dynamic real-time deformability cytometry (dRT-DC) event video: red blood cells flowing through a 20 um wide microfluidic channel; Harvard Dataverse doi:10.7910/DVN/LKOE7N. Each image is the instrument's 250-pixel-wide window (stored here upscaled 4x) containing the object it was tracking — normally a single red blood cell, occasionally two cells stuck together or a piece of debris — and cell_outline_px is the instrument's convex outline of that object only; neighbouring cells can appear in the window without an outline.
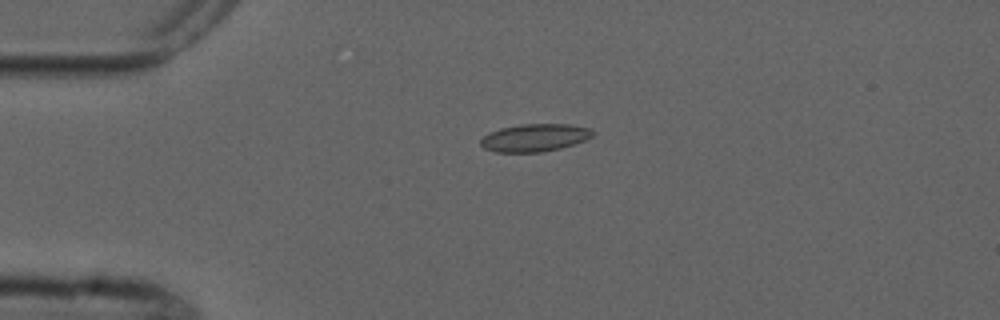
{"species": "common noctule bat (a hibernating species)", "species_latin": "Nyctalus noctula", "temperature_condition": "cold", "stored_images_in_passage": 3, "camera_frame_rate_fps": 3000, "um_per_image_px": 0.085, "animal": {"sex": "male", "forearm_length_mm": 52.5}, "frame": {"image": 1, "passage_image": 1, "time_ms": 0.0, "image_size_px": [1000, 320], "cell_outline_px": [[596, 132], [592, 136], [584, 140], [560, 148], [540, 152], [496, 152], [484, 148], [480, 144], [480, 140], [488, 132], [500, 128], [520, 124], [568, 124], [592, 128]], "centroid_in_image_um": [45.44, 11.69], "position_along_channel_um": 39.6, "area_um2": 18.09}}
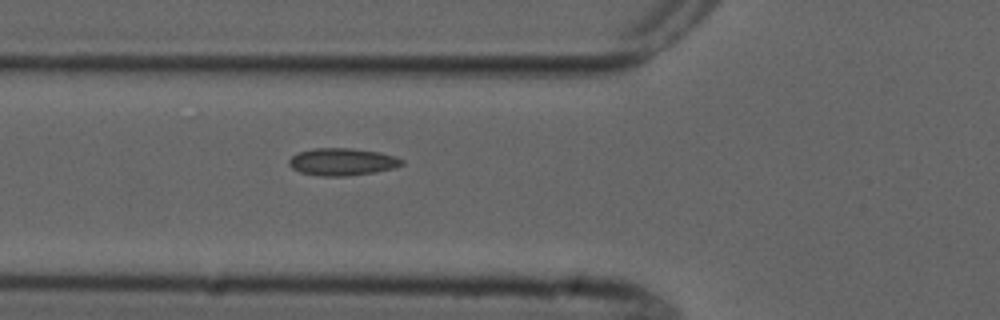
{"frame": {"image": 2, "passage_image": 3, "time_ms": 2.333, "image_size_px": [1000, 320], "cell_outline_px": [[404, 164], [392, 168], [376, 172], [348, 176], [320, 176], [300, 172], [292, 168], [288, 164], [288, 160], [292, 156], [300, 152], [312, 148], [352, 148], [380, 152], [396, 156], [404, 160]], "centroid_in_image_um": [29.1, 13.75], "position_along_channel_um": 96.7, "area_um2": 18.09}}